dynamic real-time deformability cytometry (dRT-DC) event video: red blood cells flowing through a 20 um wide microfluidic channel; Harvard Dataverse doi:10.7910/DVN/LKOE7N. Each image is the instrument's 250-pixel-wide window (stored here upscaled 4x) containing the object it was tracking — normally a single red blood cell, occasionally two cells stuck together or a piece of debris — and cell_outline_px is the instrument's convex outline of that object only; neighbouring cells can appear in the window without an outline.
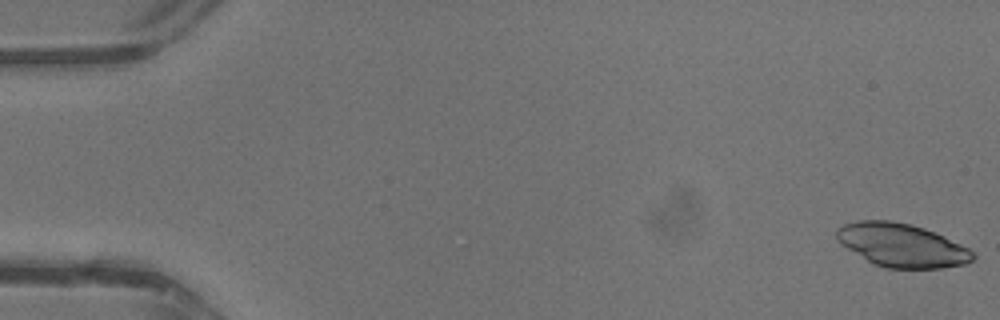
{"species": "common noctule bat (a hibernating species)", "species_latin": "Nyctalus noctula", "temperature_condition": "warm", "stored_images_in_passage": 43, "camera_frame_rate_fps": 3000, "um_per_image_px": 0.085, "animal": {"sex": "male", "body_mass_g": 13.3}, "frame": {"image": 1, "passage_image": 1, "time_ms": 0.0, "image_size_px": [1000, 320], "cell_outline_px": [[976, 256], [972, 260], [964, 264], [940, 268], [884, 268], [872, 264], [840, 244], [836, 236], [836, 228], [844, 224], [856, 220], [892, 220], [912, 224], [924, 228], [944, 236], [968, 248]], "centroid_in_image_um": [76.6, 20.84], "position_along_channel_um": 8.4, "area_um2": 34.62}}